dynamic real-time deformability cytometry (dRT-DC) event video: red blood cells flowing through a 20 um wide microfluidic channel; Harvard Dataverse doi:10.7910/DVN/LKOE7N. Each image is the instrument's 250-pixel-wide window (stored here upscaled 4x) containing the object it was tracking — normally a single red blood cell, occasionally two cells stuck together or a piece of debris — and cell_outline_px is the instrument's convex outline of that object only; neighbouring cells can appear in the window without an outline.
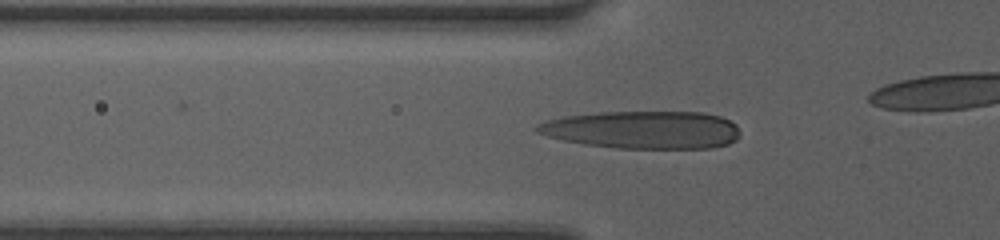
{"species": "human", "species_latin": "Homo sapiens", "temperature_condition": "room temperature", "stored_images_in_passage": 36, "camera_frame_rate_fps": 3000, "um_per_image_px": 0.085, "donor": {"sex": "female"}, "frame": {"image": 1, "passage_image": 13, "time_ms": 4.0, "image_size_px": [1000, 240], "cell_outline_px": [[740, 136], [736, 140], [728, 144], [712, 148], [616, 148], [584, 144], [564, 140], [548, 136], [536, 132], [532, 128], [536, 124], [548, 120], [564, 116], [600, 112], [704, 112], [720, 116], [736, 124], [740, 132]], "centroid_in_image_um": [54.65, 11.03], "position_along_channel_um": 71.2, "area_um2": 44.91}}
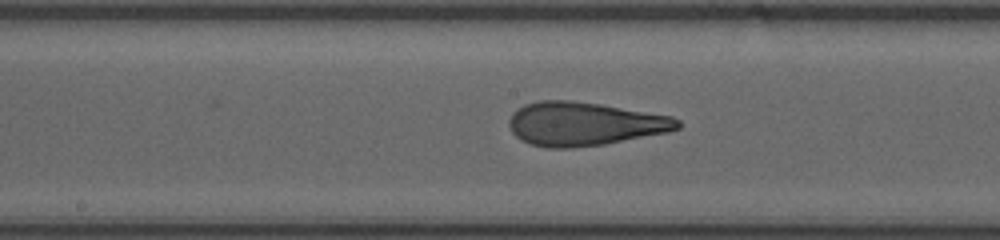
{"frame": {"image": 2, "passage_image": 22, "time_ms": 7.0, "image_size_px": [1000, 240], "cell_outline_px": [[680, 128], [668, 132], [604, 144], [572, 148], [548, 148], [528, 144], [520, 140], [512, 132], [508, 124], [508, 120], [512, 112], [524, 104], [540, 100], [568, 100], [600, 104], [672, 116], [680, 120]], "centroid_in_image_um": [49.63, 10.53], "position_along_channel_um": 198.6, "area_um2": 43.0}}
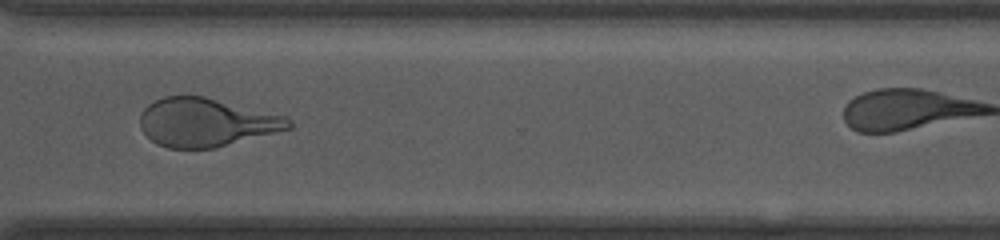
{"frame": {"image": 3, "passage_image": 33, "time_ms": 10.667, "image_size_px": [1000, 240], "cell_outline_px": [[292, 128], [212, 148], [168, 148], [156, 144], [140, 128], [140, 116], [144, 108], [148, 104], [164, 96], [204, 96], [288, 116], [292, 120]], "centroid_in_image_um": [17.53, 10.39], "position_along_channel_um": 353.1, "area_um2": 41.85}}